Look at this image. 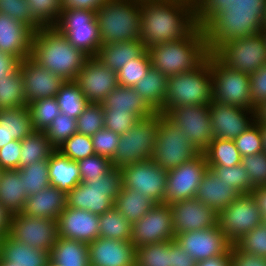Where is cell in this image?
Wrapping results in <instances>:
<instances>
[{"label":"cell","instance_id":"1","mask_svg":"<svg viewBox=\"0 0 266 266\" xmlns=\"http://www.w3.org/2000/svg\"><path fill=\"white\" fill-rule=\"evenodd\" d=\"M211 53L226 67L253 74L266 64L262 34L228 1L209 10Z\"/></svg>","mask_w":266,"mask_h":266},{"label":"cell","instance_id":"2","mask_svg":"<svg viewBox=\"0 0 266 266\" xmlns=\"http://www.w3.org/2000/svg\"><path fill=\"white\" fill-rule=\"evenodd\" d=\"M217 0H142L140 41L146 49L187 36Z\"/></svg>","mask_w":266,"mask_h":266},{"label":"cell","instance_id":"3","mask_svg":"<svg viewBox=\"0 0 266 266\" xmlns=\"http://www.w3.org/2000/svg\"><path fill=\"white\" fill-rule=\"evenodd\" d=\"M151 66L167 77L190 72L211 53L209 11L207 16L184 38L159 43L147 49Z\"/></svg>","mask_w":266,"mask_h":266},{"label":"cell","instance_id":"4","mask_svg":"<svg viewBox=\"0 0 266 266\" xmlns=\"http://www.w3.org/2000/svg\"><path fill=\"white\" fill-rule=\"evenodd\" d=\"M30 57L66 81H74L89 56L73 46L55 26H50L34 32Z\"/></svg>","mask_w":266,"mask_h":266},{"label":"cell","instance_id":"5","mask_svg":"<svg viewBox=\"0 0 266 266\" xmlns=\"http://www.w3.org/2000/svg\"><path fill=\"white\" fill-rule=\"evenodd\" d=\"M142 0H105L96 10L101 45L140 40Z\"/></svg>","mask_w":266,"mask_h":266},{"label":"cell","instance_id":"6","mask_svg":"<svg viewBox=\"0 0 266 266\" xmlns=\"http://www.w3.org/2000/svg\"><path fill=\"white\" fill-rule=\"evenodd\" d=\"M123 187L120 168L113 167L100 178L80 182L67 193V207L87 210L96 215L109 211Z\"/></svg>","mask_w":266,"mask_h":266},{"label":"cell","instance_id":"7","mask_svg":"<svg viewBox=\"0 0 266 266\" xmlns=\"http://www.w3.org/2000/svg\"><path fill=\"white\" fill-rule=\"evenodd\" d=\"M213 100L212 73L207 59L190 72L168 77L163 108L184 105H210Z\"/></svg>","mask_w":266,"mask_h":266},{"label":"cell","instance_id":"8","mask_svg":"<svg viewBox=\"0 0 266 266\" xmlns=\"http://www.w3.org/2000/svg\"><path fill=\"white\" fill-rule=\"evenodd\" d=\"M160 126V113L139 120L130 130L120 135L112 166H123L147 161L153 157L157 132Z\"/></svg>","mask_w":266,"mask_h":266},{"label":"cell","instance_id":"9","mask_svg":"<svg viewBox=\"0 0 266 266\" xmlns=\"http://www.w3.org/2000/svg\"><path fill=\"white\" fill-rule=\"evenodd\" d=\"M198 149L188 141L182 129L160 113V126L151 158L160 168L170 170L198 156Z\"/></svg>","mask_w":266,"mask_h":266},{"label":"cell","instance_id":"10","mask_svg":"<svg viewBox=\"0 0 266 266\" xmlns=\"http://www.w3.org/2000/svg\"><path fill=\"white\" fill-rule=\"evenodd\" d=\"M212 73L213 100L220 103L255 110L250 91V75L229 69L212 53L209 54Z\"/></svg>","mask_w":266,"mask_h":266},{"label":"cell","instance_id":"11","mask_svg":"<svg viewBox=\"0 0 266 266\" xmlns=\"http://www.w3.org/2000/svg\"><path fill=\"white\" fill-rule=\"evenodd\" d=\"M96 11L80 8H63L55 27L67 40L85 54L96 56L101 47Z\"/></svg>","mask_w":266,"mask_h":266},{"label":"cell","instance_id":"12","mask_svg":"<svg viewBox=\"0 0 266 266\" xmlns=\"http://www.w3.org/2000/svg\"><path fill=\"white\" fill-rule=\"evenodd\" d=\"M162 113L182 129L185 138L200 153H203L215 138L211 126L210 105H184L175 108H162Z\"/></svg>","mask_w":266,"mask_h":266},{"label":"cell","instance_id":"13","mask_svg":"<svg viewBox=\"0 0 266 266\" xmlns=\"http://www.w3.org/2000/svg\"><path fill=\"white\" fill-rule=\"evenodd\" d=\"M263 224V216L250 194L240 195L217 212V227L234 244L244 234Z\"/></svg>","mask_w":266,"mask_h":266},{"label":"cell","instance_id":"14","mask_svg":"<svg viewBox=\"0 0 266 266\" xmlns=\"http://www.w3.org/2000/svg\"><path fill=\"white\" fill-rule=\"evenodd\" d=\"M123 187L150 198L155 204L166 203L168 170L160 168L152 159L120 168Z\"/></svg>","mask_w":266,"mask_h":266},{"label":"cell","instance_id":"15","mask_svg":"<svg viewBox=\"0 0 266 266\" xmlns=\"http://www.w3.org/2000/svg\"><path fill=\"white\" fill-rule=\"evenodd\" d=\"M8 234L32 248L50 253L58 239V220L13 214Z\"/></svg>","mask_w":266,"mask_h":266},{"label":"cell","instance_id":"16","mask_svg":"<svg viewBox=\"0 0 266 266\" xmlns=\"http://www.w3.org/2000/svg\"><path fill=\"white\" fill-rule=\"evenodd\" d=\"M175 240L172 211L167 203L155 204L132 224L131 243L136 248L151 243Z\"/></svg>","mask_w":266,"mask_h":266},{"label":"cell","instance_id":"17","mask_svg":"<svg viewBox=\"0 0 266 266\" xmlns=\"http://www.w3.org/2000/svg\"><path fill=\"white\" fill-rule=\"evenodd\" d=\"M208 168L205 154L200 153L191 161L168 170L166 203L195 198L198 186Z\"/></svg>","mask_w":266,"mask_h":266},{"label":"cell","instance_id":"18","mask_svg":"<svg viewBox=\"0 0 266 266\" xmlns=\"http://www.w3.org/2000/svg\"><path fill=\"white\" fill-rule=\"evenodd\" d=\"M74 82L89 103H101L118 86L117 72L104 66L96 56L86 59Z\"/></svg>","mask_w":266,"mask_h":266},{"label":"cell","instance_id":"19","mask_svg":"<svg viewBox=\"0 0 266 266\" xmlns=\"http://www.w3.org/2000/svg\"><path fill=\"white\" fill-rule=\"evenodd\" d=\"M210 119L215 138L234 140L255 122V110L220 103H210Z\"/></svg>","mask_w":266,"mask_h":266},{"label":"cell","instance_id":"20","mask_svg":"<svg viewBox=\"0 0 266 266\" xmlns=\"http://www.w3.org/2000/svg\"><path fill=\"white\" fill-rule=\"evenodd\" d=\"M27 105L35 100L55 97L66 80L41 66L30 56L19 63Z\"/></svg>","mask_w":266,"mask_h":266},{"label":"cell","instance_id":"21","mask_svg":"<svg viewBox=\"0 0 266 266\" xmlns=\"http://www.w3.org/2000/svg\"><path fill=\"white\" fill-rule=\"evenodd\" d=\"M175 240L197 262L226 254L232 246L217 226L180 233Z\"/></svg>","mask_w":266,"mask_h":266},{"label":"cell","instance_id":"22","mask_svg":"<svg viewBox=\"0 0 266 266\" xmlns=\"http://www.w3.org/2000/svg\"><path fill=\"white\" fill-rule=\"evenodd\" d=\"M169 205L175 236L188 231L217 226V212L196 198L177 201Z\"/></svg>","mask_w":266,"mask_h":266},{"label":"cell","instance_id":"23","mask_svg":"<svg viewBox=\"0 0 266 266\" xmlns=\"http://www.w3.org/2000/svg\"><path fill=\"white\" fill-rule=\"evenodd\" d=\"M58 236L90 244L99 237V215L66 207L58 217Z\"/></svg>","mask_w":266,"mask_h":266},{"label":"cell","instance_id":"24","mask_svg":"<svg viewBox=\"0 0 266 266\" xmlns=\"http://www.w3.org/2000/svg\"><path fill=\"white\" fill-rule=\"evenodd\" d=\"M88 248L90 266H135L136 247L130 241L98 237Z\"/></svg>","mask_w":266,"mask_h":266},{"label":"cell","instance_id":"25","mask_svg":"<svg viewBox=\"0 0 266 266\" xmlns=\"http://www.w3.org/2000/svg\"><path fill=\"white\" fill-rule=\"evenodd\" d=\"M34 32L23 23L0 13V51L22 61L31 54Z\"/></svg>","mask_w":266,"mask_h":266},{"label":"cell","instance_id":"26","mask_svg":"<svg viewBox=\"0 0 266 266\" xmlns=\"http://www.w3.org/2000/svg\"><path fill=\"white\" fill-rule=\"evenodd\" d=\"M101 104L104 112H129L138 120L156 114L133 87L117 86L104 98Z\"/></svg>","mask_w":266,"mask_h":266},{"label":"cell","instance_id":"27","mask_svg":"<svg viewBox=\"0 0 266 266\" xmlns=\"http://www.w3.org/2000/svg\"><path fill=\"white\" fill-rule=\"evenodd\" d=\"M67 207V193L57 187L49 186L27 197L23 214L32 217L57 220Z\"/></svg>","mask_w":266,"mask_h":266},{"label":"cell","instance_id":"28","mask_svg":"<svg viewBox=\"0 0 266 266\" xmlns=\"http://www.w3.org/2000/svg\"><path fill=\"white\" fill-rule=\"evenodd\" d=\"M239 196L240 194L234 188L220 180L218 175L208 168L198 186L195 198L219 212Z\"/></svg>","mask_w":266,"mask_h":266},{"label":"cell","instance_id":"29","mask_svg":"<svg viewBox=\"0 0 266 266\" xmlns=\"http://www.w3.org/2000/svg\"><path fill=\"white\" fill-rule=\"evenodd\" d=\"M49 260V252L32 248L9 234L0 239V262H12L14 266H46Z\"/></svg>","mask_w":266,"mask_h":266},{"label":"cell","instance_id":"30","mask_svg":"<svg viewBox=\"0 0 266 266\" xmlns=\"http://www.w3.org/2000/svg\"><path fill=\"white\" fill-rule=\"evenodd\" d=\"M146 50L140 40L121 41L101 45L96 55L106 67L118 72L131 59L139 57Z\"/></svg>","mask_w":266,"mask_h":266},{"label":"cell","instance_id":"31","mask_svg":"<svg viewBox=\"0 0 266 266\" xmlns=\"http://www.w3.org/2000/svg\"><path fill=\"white\" fill-rule=\"evenodd\" d=\"M50 186L68 193L81 182L77 161L55 150L48 159Z\"/></svg>","mask_w":266,"mask_h":266},{"label":"cell","instance_id":"32","mask_svg":"<svg viewBox=\"0 0 266 266\" xmlns=\"http://www.w3.org/2000/svg\"><path fill=\"white\" fill-rule=\"evenodd\" d=\"M27 197L21 173L18 170H1L0 205L11 215L22 213Z\"/></svg>","mask_w":266,"mask_h":266},{"label":"cell","instance_id":"33","mask_svg":"<svg viewBox=\"0 0 266 266\" xmlns=\"http://www.w3.org/2000/svg\"><path fill=\"white\" fill-rule=\"evenodd\" d=\"M49 257L58 266H90L88 244L60 236Z\"/></svg>","mask_w":266,"mask_h":266},{"label":"cell","instance_id":"34","mask_svg":"<svg viewBox=\"0 0 266 266\" xmlns=\"http://www.w3.org/2000/svg\"><path fill=\"white\" fill-rule=\"evenodd\" d=\"M167 80L165 74L151 67L146 76L133 88L156 113H162L166 100Z\"/></svg>","mask_w":266,"mask_h":266},{"label":"cell","instance_id":"35","mask_svg":"<svg viewBox=\"0 0 266 266\" xmlns=\"http://www.w3.org/2000/svg\"><path fill=\"white\" fill-rule=\"evenodd\" d=\"M20 142V168L41 160H47L56 150L44 131L33 130Z\"/></svg>","mask_w":266,"mask_h":266},{"label":"cell","instance_id":"36","mask_svg":"<svg viewBox=\"0 0 266 266\" xmlns=\"http://www.w3.org/2000/svg\"><path fill=\"white\" fill-rule=\"evenodd\" d=\"M154 205L150 198L127 187H122L114 202V206L131 224L138 221Z\"/></svg>","mask_w":266,"mask_h":266},{"label":"cell","instance_id":"37","mask_svg":"<svg viewBox=\"0 0 266 266\" xmlns=\"http://www.w3.org/2000/svg\"><path fill=\"white\" fill-rule=\"evenodd\" d=\"M0 126L13 140H23L34 128L27 106L0 110Z\"/></svg>","mask_w":266,"mask_h":266},{"label":"cell","instance_id":"38","mask_svg":"<svg viewBox=\"0 0 266 266\" xmlns=\"http://www.w3.org/2000/svg\"><path fill=\"white\" fill-rule=\"evenodd\" d=\"M132 224L113 206L99 215V237L131 241Z\"/></svg>","mask_w":266,"mask_h":266},{"label":"cell","instance_id":"39","mask_svg":"<svg viewBox=\"0 0 266 266\" xmlns=\"http://www.w3.org/2000/svg\"><path fill=\"white\" fill-rule=\"evenodd\" d=\"M28 106L20 68L0 79V110Z\"/></svg>","mask_w":266,"mask_h":266},{"label":"cell","instance_id":"40","mask_svg":"<svg viewBox=\"0 0 266 266\" xmlns=\"http://www.w3.org/2000/svg\"><path fill=\"white\" fill-rule=\"evenodd\" d=\"M203 153L207 165L232 167L240 164L242 160L234 140L214 138Z\"/></svg>","mask_w":266,"mask_h":266},{"label":"cell","instance_id":"41","mask_svg":"<svg viewBox=\"0 0 266 266\" xmlns=\"http://www.w3.org/2000/svg\"><path fill=\"white\" fill-rule=\"evenodd\" d=\"M56 99L61 113L77 119L89 104L74 81H66L56 94Z\"/></svg>","mask_w":266,"mask_h":266},{"label":"cell","instance_id":"42","mask_svg":"<svg viewBox=\"0 0 266 266\" xmlns=\"http://www.w3.org/2000/svg\"><path fill=\"white\" fill-rule=\"evenodd\" d=\"M18 171L21 173V180L24 184V191L27 196L40 192L50 186L48 159L24 166Z\"/></svg>","mask_w":266,"mask_h":266},{"label":"cell","instance_id":"43","mask_svg":"<svg viewBox=\"0 0 266 266\" xmlns=\"http://www.w3.org/2000/svg\"><path fill=\"white\" fill-rule=\"evenodd\" d=\"M34 130L45 131L61 111L56 97L35 100L28 104Z\"/></svg>","mask_w":266,"mask_h":266},{"label":"cell","instance_id":"44","mask_svg":"<svg viewBox=\"0 0 266 266\" xmlns=\"http://www.w3.org/2000/svg\"><path fill=\"white\" fill-rule=\"evenodd\" d=\"M209 168L228 186L234 188L240 195H248L254 189L251 178L242 164L232 167L208 165Z\"/></svg>","mask_w":266,"mask_h":266},{"label":"cell","instance_id":"45","mask_svg":"<svg viewBox=\"0 0 266 266\" xmlns=\"http://www.w3.org/2000/svg\"><path fill=\"white\" fill-rule=\"evenodd\" d=\"M135 266H170V241L136 248Z\"/></svg>","mask_w":266,"mask_h":266},{"label":"cell","instance_id":"46","mask_svg":"<svg viewBox=\"0 0 266 266\" xmlns=\"http://www.w3.org/2000/svg\"><path fill=\"white\" fill-rule=\"evenodd\" d=\"M151 67V59L146 49L139 57L131 59V62L117 72L118 86L132 88L146 76Z\"/></svg>","mask_w":266,"mask_h":266},{"label":"cell","instance_id":"47","mask_svg":"<svg viewBox=\"0 0 266 266\" xmlns=\"http://www.w3.org/2000/svg\"><path fill=\"white\" fill-rule=\"evenodd\" d=\"M33 18L42 26H55L63 10L62 0H26Z\"/></svg>","mask_w":266,"mask_h":266},{"label":"cell","instance_id":"48","mask_svg":"<svg viewBox=\"0 0 266 266\" xmlns=\"http://www.w3.org/2000/svg\"><path fill=\"white\" fill-rule=\"evenodd\" d=\"M77 133L93 136L104 128V109L101 103H89L76 119Z\"/></svg>","mask_w":266,"mask_h":266},{"label":"cell","instance_id":"49","mask_svg":"<svg viewBox=\"0 0 266 266\" xmlns=\"http://www.w3.org/2000/svg\"><path fill=\"white\" fill-rule=\"evenodd\" d=\"M62 155L73 161L94 155L91 136L75 133L56 148Z\"/></svg>","mask_w":266,"mask_h":266},{"label":"cell","instance_id":"50","mask_svg":"<svg viewBox=\"0 0 266 266\" xmlns=\"http://www.w3.org/2000/svg\"><path fill=\"white\" fill-rule=\"evenodd\" d=\"M51 144L57 148L73 134L77 133L76 119L60 113L44 131Z\"/></svg>","mask_w":266,"mask_h":266},{"label":"cell","instance_id":"51","mask_svg":"<svg viewBox=\"0 0 266 266\" xmlns=\"http://www.w3.org/2000/svg\"><path fill=\"white\" fill-rule=\"evenodd\" d=\"M256 29H266V0H228Z\"/></svg>","mask_w":266,"mask_h":266},{"label":"cell","instance_id":"52","mask_svg":"<svg viewBox=\"0 0 266 266\" xmlns=\"http://www.w3.org/2000/svg\"><path fill=\"white\" fill-rule=\"evenodd\" d=\"M0 13L7 14L19 23L25 24L33 32L42 27L31 15L26 0H0Z\"/></svg>","mask_w":266,"mask_h":266},{"label":"cell","instance_id":"53","mask_svg":"<svg viewBox=\"0 0 266 266\" xmlns=\"http://www.w3.org/2000/svg\"><path fill=\"white\" fill-rule=\"evenodd\" d=\"M77 164L81 182H89L91 179H98L113 168L110 159L97 154L81 159L77 161Z\"/></svg>","mask_w":266,"mask_h":266},{"label":"cell","instance_id":"54","mask_svg":"<svg viewBox=\"0 0 266 266\" xmlns=\"http://www.w3.org/2000/svg\"><path fill=\"white\" fill-rule=\"evenodd\" d=\"M241 251L266 257V225L261 224L234 243Z\"/></svg>","mask_w":266,"mask_h":266},{"label":"cell","instance_id":"55","mask_svg":"<svg viewBox=\"0 0 266 266\" xmlns=\"http://www.w3.org/2000/svg\"><path fill=\"white\" fill-rule=\"evenodd\" d=\"M241 156H250L263 152L260 124L255 122L251 127L234 139Z\"/></svg>","mask_w":266,"mask_h":266},{"label":"cell","instance_id":"56","mask_svg":"<svg viewBox=\"0 0 266 266\" xmlns=\"http://www.w3.org/2000/svg\"><path fill=\"white\" fill-rule=\"evenodd\" d=\"M241 164L249 174L254 188L266 187V153L243 156Z\"/></svg>","mask_w":266,"mask_h":266},{"label":"cell","instance_id":"57","mask_svg":"<svg viewBox=\"0 0 266 266\" xmlns=\"http://www.w3.org/2000/svg\"><path fill=\"white\" fill-rule=\"evenodd\" d=\"M91 140L95 154L106 157L112 161L115 157L116 148L118 147L120 134L102 128L91 137Z\"/></svg>","mask_w":266,"mask_h":266},{"label":"cell","instance_id":"58","mask_svg":"<svg viewBox=\"0 0 266 266\" xmlns=\"http://www.w3.org/2000/svg\"><path fill=\"white\" fill-rule=\"evenodd\" d=\"M139 120L129 112H104V128L123 134Z\"/></svg>","mask_w":266,"mask_h":266},{"label":"cell","instance_id":"59","mask_svg":"<svg viewBox=\"0 0 266 266\" xmlns=\"http://www.w3.org/2000/svg\"><path fill=\"white\" fill-rule=\"evenodd\" d=\"M21 142L13 140L0 148V168L2 170L20 169Z\"/></svg>","mask_w":266,"mask_h":266},{"label":"cell","instance_id":"60","mask_svg":"<svg viewBox=\"0 0 266 266\" xmlns=\"http://www.w3.org/2000/svg\"><path fill=\"white\" fill-rule=\"evenodd\" d=\"M250 91L252 104L255 107L266 100V64L250 74Z\"/></svg>","mask_w":266,"mask_h":266},{"label":"cell","instance_id":"61","mask_svg":"<svg viewBox=\"0 0 266 266\" xmlns=\"http://www.w3.org/2000/svg\"><path fill=\"white\" fill-rule=\"evenodd\" d=\"M231 266H266V257L241 251L235 244L230 248Z\"/></svg>","mask_w":266,"mask_h":266},{"label":"cell","instance_id":"62","mask_svg":"<svg viewBox=\"0 0 266 266\" xmlns=\"http://www.w3.org/2000/svg\"><path fill=\"white\" fill-rule=\"evenodd\" d=\"M196 263L176 240H170V266H196Z\"/></svg>","mask_w":266,"mask_h":266},{"label":"cell","instance_id":"63","mask_svg":"<svg viewBox=\"0 0 266 266\" xmlns=\"http://www.w3.org/2000/svg\"><path fill=\"white\" fill-rule=\"evenodd\" d=\"M19 63L17 58L0 51V79L14 72L19 67Z\"/></svg>","mask_w":266,"mask_h":266},{"label":"cell","instance_id":"64","mask_svg":"<svg viewBox=\"0 0 266 266\" xmlns=\"http://www.w3.org/2000/svg\"><path fill=\"white\" fill-rule=\"evenodd\" d=\"M105 0H62L63 8H80L96 11Z\"/></svg>","mask_w":266,"mask_h":266},{"label":"cell","instance_id":"65","mask_svg":"<svg viewBox=\"0 0 266 266\" xmlns=\"http://www.w3.org/2000/svg\"><path fill=\"white\" fill-rule=\"evenodd\" d=\"M196 266H231L230 250L226 254L198 261Z\"/></svg>","mask_w":266,"mask_h":266},{"label":"cell","instance_id":"66","mask_svg":"<svg viewBox=\"0 0 266 266\" xmlns=\"http://www.w3.org/2000/svg\"><path fill=\"white\" fill-rule=\"evenodd\" d=\"M250 195L256 202L262 216L266 214V187H255Z\"/></svg>","mask_w":266,"mask_h":266},{"label":"cell","instance_id":"67","mask_svg":"<svg viewBox=\"0 0 266 266\" xmlns=\"http://www.w3.org/2000/svg\"><path fill=\"white\" fill-rule=\"evenodd\" d=\"M11 214L0 205V236L7 235L10 230Z\"/></svg>","mask_w":266,"mask_h":266},{"label":"cell","instance_id":"68","mask_svg":"<svg viewBox=\"0 0 266 266\" xmlns=\"http://www.w3.org/2000/svg\"><path fill=\"white\" fill-rule=\"evenodd\" d=\"M255 119L258 124L266 125V100L256 106Z\"/></svg>","mask_w":266,"mask_h":266},{"label":"cell","instance_id":"69","mask_svg":"<svg viewBox=\"0 0 266 266\" xmlns=\"http://www.w3.org/2000/svg\"><path fill=\"white\" fill-rule=\"evenodd\" d=\"M13 141L12 137L0 126V148Z\"/></svg>","mask_w":266,"mask_h":266},{"label":"cell","instance_id":"70","mask_svg":"<svg viewBox=\"0 0 266 266\" xmlns=\"http://www.w3.org/2000/svg\"><path fill=\"white\" fill-rule=\"evenodd\" d=\"M260 133L262 137L263 152L266 153V125H260Z\"/></svg>","mask_w":266,"mask_h":266},{"label":"cell","instance_id":"71","mask_svg":"<svg viewBox=\"0 0 266 266\" xmlns=\"http://www.w3.org/2000/svg\"><path fill=\"white\" fill-rule=\"evenodd\" d=\"M257 30L262 34L266 46V29H257Z\"/></svg>","mask_w":266,"mask_h":266},{"label":"cell","instance_id":"72","mask_svg":"<svg viewBox=\"0 0 266 266\" xmlns=\"http://www.w3.org/2000/svg\"><path fill=\"white\" fill-rule=\"evenodd\" d=\"M0 266H14L12 262H0Z\"/></svg>","mask_w":266,"mask_h":266},{"label":"cell","instance_id":"73","mask_svg":"<svg viewBox=\"0 0 266 266\" xmlns=\"http://www.w3.org/2000/svg\"><path fill=\"white\" fill-rule=\"evenodd\" d=\"M46 266H58L57 264H55L54 262H52L51 260H49L46 264Z\"/></svg>","mask_w":266,"mask_h":266},{"label":"cell","instance_id":"74","mask_svg":"<svg viewBox=\"0 0 266 266\" xmlns=\"http://www.w3.org/2000/svg\"><path fill=\"white\" fill-rule=\"evenodd\" d=\"M263 224L266 225V214L263 216Z\"/></svg>","mask_w":266,"mask_h":266}]
</instances>
